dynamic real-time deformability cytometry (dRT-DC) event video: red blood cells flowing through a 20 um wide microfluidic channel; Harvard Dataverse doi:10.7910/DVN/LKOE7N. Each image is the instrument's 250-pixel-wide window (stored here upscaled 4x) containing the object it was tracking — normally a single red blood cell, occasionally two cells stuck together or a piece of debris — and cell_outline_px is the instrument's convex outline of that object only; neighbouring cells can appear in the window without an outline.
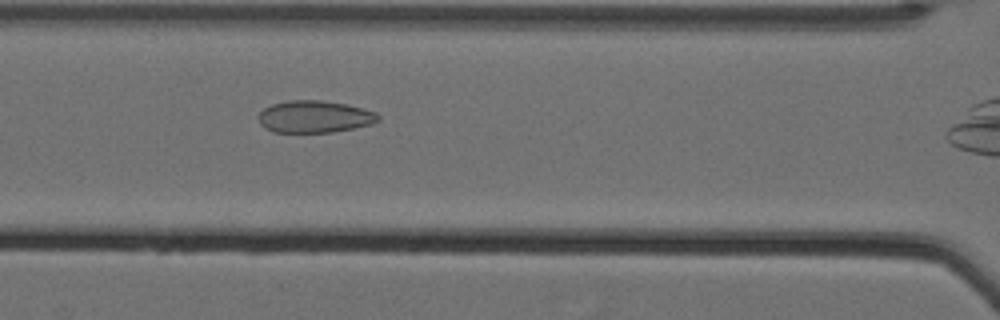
{"species": "Egyptian fruit bat (a non-hibernating species)", "species_latin": "Rousettus aegyptiacus", "temperature_condition": "cold", "stored_images_in_passage": 11, "camera_frame_rate_fps": 3000, "um_per_image_px": 0.085, "animal": {"sex": "female"}, "frame": {"image": 1, "passage_image": 10, "time_ms": 3.0, "image_size_px": [1000, 320], "cell_outline_px": [[380, 120], [372, 124], [332, 132], [272, 132], [264, 128], [260, 124], [260, 112], [264, 108], [272, 104], [288, 100], [320, 100], [344, 104], [364, 108], [376, 112], [380, 116]], "centroid_in_image_um": [26.75, 9.92], "position_along_channel_um": 139.9, "area_um2": 22.37}}